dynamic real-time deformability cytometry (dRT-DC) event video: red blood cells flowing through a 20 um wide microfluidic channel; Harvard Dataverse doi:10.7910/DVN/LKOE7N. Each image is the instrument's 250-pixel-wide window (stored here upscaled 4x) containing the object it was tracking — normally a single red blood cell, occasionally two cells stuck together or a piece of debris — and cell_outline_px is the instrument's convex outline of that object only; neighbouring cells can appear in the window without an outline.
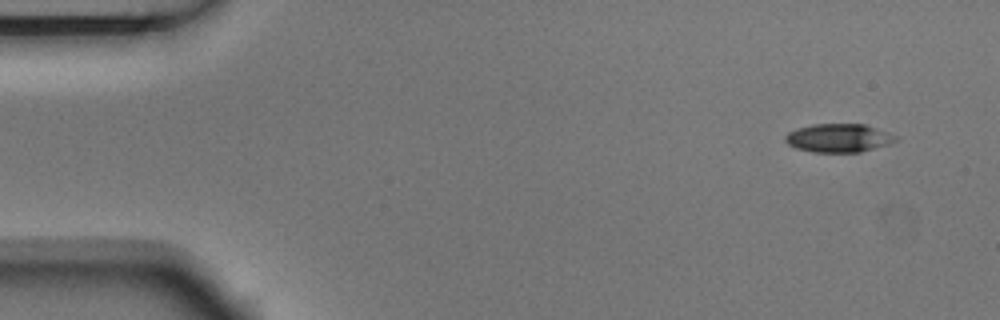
{"species": "Egyptian fruit bat (a non-hibernating species)", "species_latin": "Rousettus aegyptiacus", "temperature_condition": "room temperature", "stored_images_in_passage": 2, "segment_of_instrument_passage": [2, 2], "camera_frame_rate_fps": 3000, "um_per_image_px": 0.085, "animal": {"sex": "male"}, "frame": {"image": 1, "passage_image": 2, "time_ms": 0.333, "image_size_px": [1000, 320], "cell_outline_px": [[896, 140], [888, 144], [860, 152], [812, 152], [796, 148], [788, 144], [784, 140], [784, 136], [788, 132], [796, 128], [812, 124], [864, 124], [888, 132], [896, 136]], "centroid_in_image_um": [71.23, 11.72], "position_along_channel_um": 13.8, "area_um2": 18.26}}